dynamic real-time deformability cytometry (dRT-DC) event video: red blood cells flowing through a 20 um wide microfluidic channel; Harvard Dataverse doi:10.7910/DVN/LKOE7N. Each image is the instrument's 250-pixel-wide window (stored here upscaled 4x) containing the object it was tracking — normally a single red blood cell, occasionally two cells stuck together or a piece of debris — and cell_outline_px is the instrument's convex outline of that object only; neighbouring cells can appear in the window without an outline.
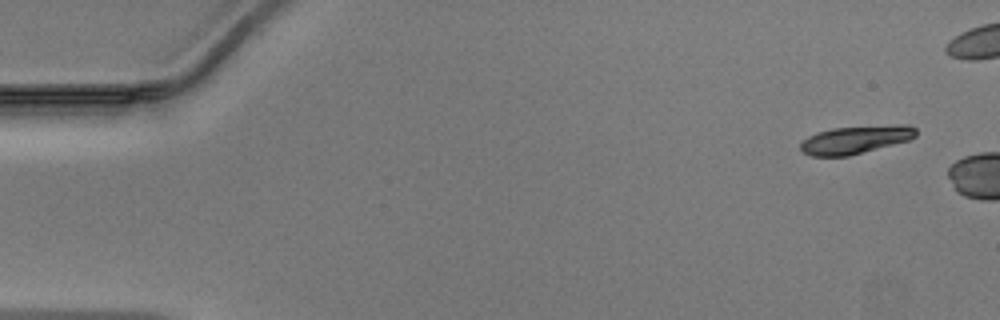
{"species": "Egyptian fruit bat (a non-hibernating species)", "species_latin": "Rousettus aegyptiacus", "temperature_condition": "warm", "stored_images_in_passage": 5, "camera_frame_rate_fps": 3000, "um_per_image_px": 0.085, "animal": {"sex": "male"}, "frame": {"image": 1, "passage_image": 1, "time_ms": 0.0, "image_size_px": [1000, 320], "cell_outline_px": [[916, 136], [908, 140], [848, 156], [812, 156], [804, 152], [800, 148], [800, 144], [808, 136], [816, 132], [832, 128], [896, 124], [908, 124], [916, 128]], "centroid_in_image_um": [72.72, 11.85], "position_along_channel_um": 12.3, "area_um2": 18.79}}